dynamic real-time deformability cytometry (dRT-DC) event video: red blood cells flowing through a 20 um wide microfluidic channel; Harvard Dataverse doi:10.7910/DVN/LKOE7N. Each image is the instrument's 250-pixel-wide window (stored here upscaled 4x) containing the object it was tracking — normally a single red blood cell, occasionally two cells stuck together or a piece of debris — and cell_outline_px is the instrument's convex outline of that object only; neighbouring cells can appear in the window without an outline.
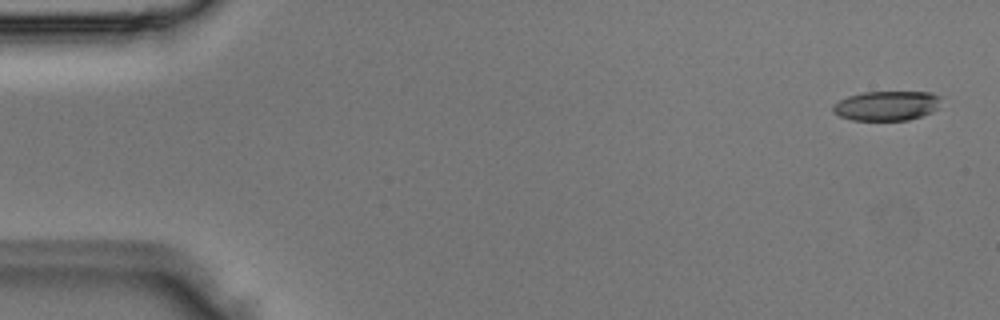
{"species": "Egyptian fruit bat (a non-hibernating species)", "species_latin": "Rousettus aegyptiacus", "temperature_condition": "room temperature", "stored_images_in_passage": 5, "segment_of_instrument_passage": [2, 2], "camera_frame_rate_fps": 3000, "um_per_image_px": 0.085, "animal": {"sex": "male"}, "frame": {"image": 1, "passage_image": 5, "time_ms": 1.333, "image_size_px": [1000, 320], "cell_outline_px": [[940, 96], [936, 108], [932, 112], [908, 120], [852, 120], [840, 116], [832, 112], [832, 104], [848, 96], [864, 92], [932, 92]], "centroid_in_image_um": [75.32, 8.98], "position_along_channel_um": 9.7, "area_um2": 18.55}}